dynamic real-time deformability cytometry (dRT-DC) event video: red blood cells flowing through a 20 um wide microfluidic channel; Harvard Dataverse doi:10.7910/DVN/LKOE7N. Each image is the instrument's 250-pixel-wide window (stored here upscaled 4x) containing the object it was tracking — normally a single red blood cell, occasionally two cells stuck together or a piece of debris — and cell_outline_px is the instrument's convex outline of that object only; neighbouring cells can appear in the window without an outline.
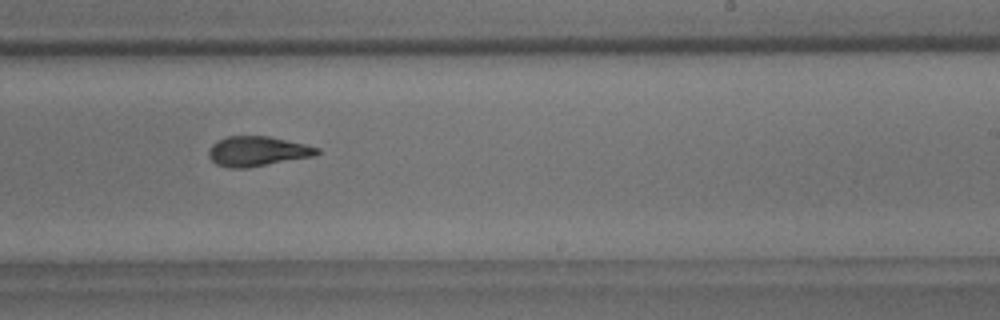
{"species": "common noctule bat (a hibernating species)", "species_latin": "Nyctalus noctula", "temperature_condition": "room temperature", "stored_images_in_passage": 13, "camera_frame_rate_fps": 3000, "um_per_image_px": 0.085, "animal": {"sex": "male", "body_mass_g": 18.8}, "frame": {"image": 1, "passage_image": 10, "time_ms": 3.0, "image_size_px": [1000, 320], "cell_outline_px": [[320, 152], [312, 156], [248, 168], [228, 168], [216, 164], [208, 156], [208, 148], [216, 140], [228, 136], [268, 136], [304, 144], [320, 148]], "centroid_in_image_um": [21.82, 12.86], "position_along_channel_um": 267.2, "area_um2": 18.84}}
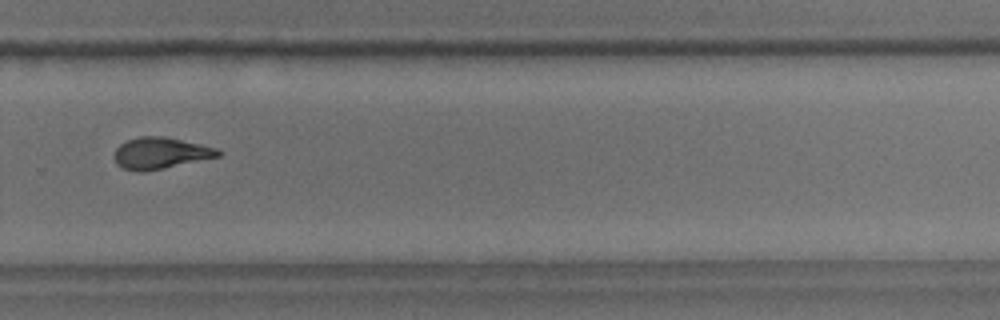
{"frame": {"image": 2, "passage_image": 11, "time_ms": 3.333, "image_size_px": [1000, 320], "cell_outline_px": [[224, 152], [220, 156], [144, 172], [136, 172], [124, 168], [116, 164], [112, 156], [116, 148], [120, 144], [128, 140], [140, 136], [164, 136], [216, 148]], "centroid_in_image_um": [13.6, 13.02], "position_along_channel_um": 316.2, "area_um2": 19.02}}